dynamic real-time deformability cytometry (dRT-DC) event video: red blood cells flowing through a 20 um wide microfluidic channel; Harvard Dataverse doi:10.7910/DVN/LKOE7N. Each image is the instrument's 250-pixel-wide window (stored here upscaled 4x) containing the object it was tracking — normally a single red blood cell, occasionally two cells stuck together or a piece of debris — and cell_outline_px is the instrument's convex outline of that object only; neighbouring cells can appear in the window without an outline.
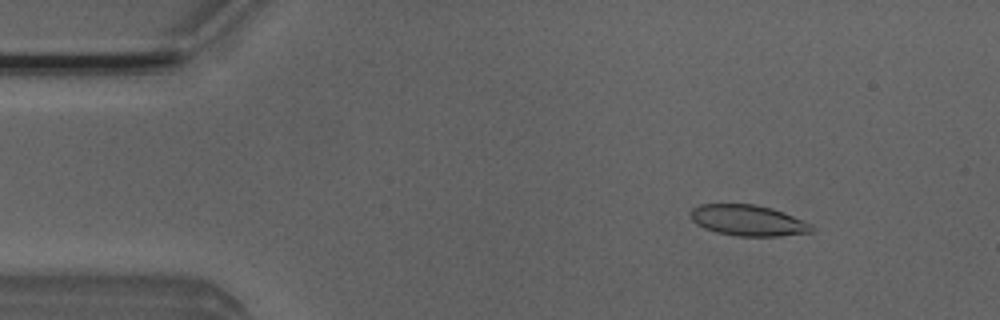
{"species": "Egyptian fruit bat (a non-hibernating species)", "species_latin": "Rousettus aegyptiacus", "temperature_condition": "room temperature", "stored_images_in_passage": 48, "camera_frame_rate_fps": 3000, "um_per_image_px": 0.085, "animal": {"sex": "male"}, "frame": {"image": 1, "passage_image": 4, "time_ms": 1.0, "image_size_px": [1000, 320], "cell_outline_px": [[812, 232], [780, 236], [736, 236], [716, 232], [704, 228], [696, 224], [692, 220], [688, 212], [692, 208], [700, 204], [756, 204], [772, 208], [784, 212], [812, 224]], "centroid_in_image_um": [63.55, 18.73], "position_along_channel_um": 21.5, "area_um2": 21.96}}
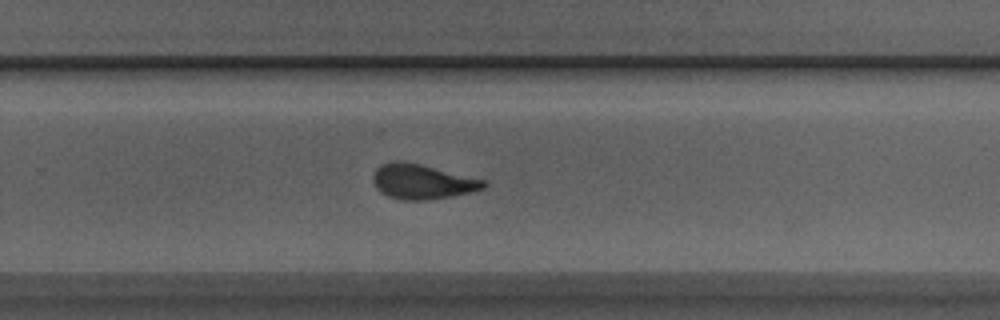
{"frame": {"image": 2, "passage_image": 30, "time_ms": 9.667, "image_size_px": [1000, 320], "cell_outline_px": [[488, 184], [484, 188], [472, 192], [452, 196], [428, 200], [404, 200], [388, 196], [380, 192], [376, 188], [372, 180], [372, 176], [376, 168], [380, 164], [396, 160], [400, 160], [420, 164], [484, 180]], "centroid_in_image_um": [35.85, 15.44], "position_along_channel_um": 294.0, "area_um2": 22.48}}
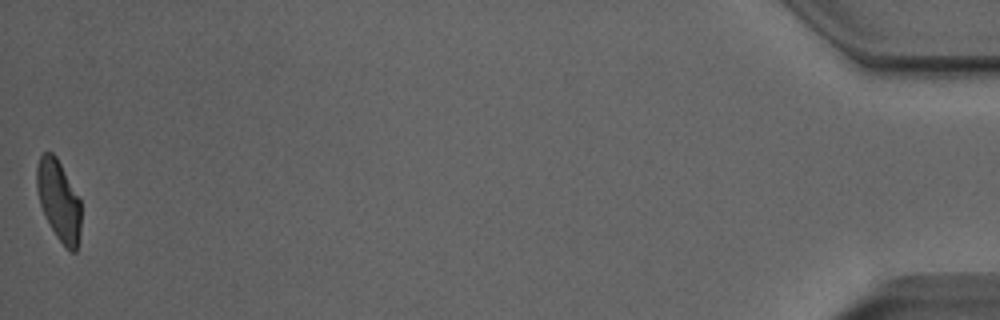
{"frame": {"image": 3, "passage_image": 48, "time_ms": 15.667, "image_size_px": [1000, 320], "cell_outline_px": [[80, 232], [76, 252], [72, 252], [64, 248], [56, 236], [40, 204], [36, 188], [36, 168], [40, 156], [44, 152], [52, 152], [56, 156], [80, 200]], "centroid_in_image_um": [4.99, 17.05], "position_along_channel_um": 430.2, "area_um2": 20.58}, "authors_computed_cell_mechanics": {"area_um2": 22.1663, "velocity_mm_per_s": 4.0084, "shape_relaxation_time_tau1_ms": 4.14, "shape_relaxation_time_tau2_ms": 1.3436, "deformation_change_tau1": 0.1579, "deformation_change_tau2": 0.074}}